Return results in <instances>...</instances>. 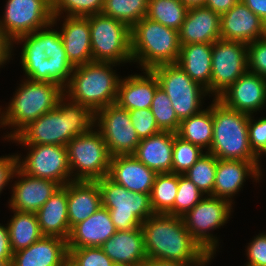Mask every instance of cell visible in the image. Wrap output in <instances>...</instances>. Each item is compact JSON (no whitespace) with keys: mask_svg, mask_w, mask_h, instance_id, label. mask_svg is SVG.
I'll return each mask as SVG.
<instances>
[{"mask_svg":"<svg viewBox=\"0 0 266 266\" xmlns=\"http://www.w3.org/2000/svg\"><path fill=\"white\" fill-rule=\"evenodd\" d=\"M149 259L178 263H208L212 258L193 239L182 217L153 213L141 225Z\"/></svg>","mask_w":266,"mask_h":266,"instance_id":"cell-1","label":"cell"},{"mask_svg":"<svg viewBox=\"0 0 266 266\" xmlns=\"http://www.w3.org/2000/svg\"><path fill=\"white\" fill-rule=\"evenodd\" d=\"M68 100L63 95L56 108L30 122L10 141L18 144L67 146L72 138L91 130L95 113L89 107Z\"/></svg>","mask_w":266,"mask_h":266,"instance_id":"cell-2","label":"cell"},{"mask_svg":"<svg viewBox=\"0 0 266 266\" xmlns=\"http://www.w3.org/2000/svg\"><path fill=\"white\" fill-rule=\"evenodd\" d=\"M8 106L1 111L0 127L12 128L4 139L11 140L30 122L57 107L64 89L55 83L22 80ZM16 127V128H15Z\"/></svg>","mask_w":266,"mask_h":266,"instance_id":"cell-3","label":"cell"},{"mask_svg":"<svg viewBox=\"0 0 266 266\" xmlns=\"http://www.w3.org/2000/svg\"><path fill=\"white\" fill-rule=\"evenodd\" d=\"M120 64L92 61L76 66L64 95L69 100L89 107L94 113L116 103L120 77L113 67Z\"/></svg>","mask_w":266,"mask_h":266,"instance_id":"cell-4","label":"cell"},{"mask_svg":"<svg viewBox=\"0 0 266 266\" xmlns=\"http://www.w3.org/2000/svg\"><path fill=\"white\" fill-rule=\"evenodd\" d=\"M130 34L133 63H139L142 70L178 61L181 47L178 31L144 17L131 28Z\"/></svg>","mask_w":266,"mask_h":266,"instance_id":"cell-5","label":"cell"},{"mask_svg":"<svg viewBox=\"0 0 266 266\" xmlns=\"http://www.w3.org/2000/svg\"><path fill=\"white\" fill-rule=\"evenodd\" d=\"M248 118L213 98V137L208 153L218 159L260 161L249 145Z\"/></svg>","mask_w":266,"mask_h":266,"instance_id":"cell-6","label":"cell"},{"mask_svg":"<svg viewBox=\"0 0 266 266\" xmlns=\"http://www.w3.org/2000/svg\"><path fill=\"white\" fill-rule=\"evenodd\" d=\"M96 181L101 191L102 207L108 209L117 231L139 228L154 213L150 194L127 190L108 176Z\"/></svg>","mask_w":266,"mask_h":266,"instance_id":"cell-7","label":"cell"},{"mask_svg":"<svg viewBox=\"0 0 266 266\" xmlns=\"http://www.w3.org/2000/svg\"><path fill=\"white\" fill-rule=\"evenodd\" d=\"M94 128L67 144L72 180L96 181L108 176L112 156L102 135Z\"/></svg>","mask_w":266,"mask_h":266,"instance_id":"cell-8","label":"cell"},{"mask_svg":"<svg viewBox=\"0 0 266 266\" xmlns=\"http://www.w3.org/2000/svg\"><path fill=\"white\" fill-rule=\"evenodd\" d=\"M93 61L131 63V29L102 13L89 16Z\"/></svg>","mask_w":266,"mask_h":266,"instance_id":"cell-9","label":"cell"},{"mask_svg":"<svg viewBox=\"0 0 266 266\" xmlns=\"http://www.w3.org/2000/svg\"><path fill=\"white\" fill-rule=\"evenodd\" d=\"M232 204L224 198L205 195L182 216L185 228L212 259L216 254L219 241L209 231L219 229L229 221L233 212Z\"/></svg>","mask_w":266,"mask_h":266,"instance_id":"cell-10","label":"cell"},{"mask_svg":"<svg viewBox=\"0 0 266 266\" xmlns=\"http://www.w3.org/2000/svg\"><path fill=\"white\" fill-rule=\"evenodd\" d=\"M152 71L171 100L180 121L202 110V100L208 95L207 90L193 81L177 63L160 65Z\"/></svg>","mask_w":266,"mask_h":266,"instance_id":"cell-11","label":"cell"},{"mask_svg":"<svg viewBox=\"0 0 266 266\" xmlns=\"http://www.w3.org/2000/svg\"><path fill=\"white\" fill-rule=\"evenodd\" d=\"M53 22L52 0H8L0 29L13 42Z\"/></svg>","mask_w":266,"mask_h":266,"instance_id":"cell-12","label":"cell"},{"mask_svg":"<svg viewBox=\"0 0 266 266\" xmlns=\"http://www.w3.org/2000/svg\"><path fill=\"white\" fill-rule=\"evenodd\" d=\"M28 147L26 157L20 155L18 167L27 175L56 181L64 186L72 181L67 146L20 144ZM21 157V158H20Z\"/></svg>","mask_w":266,"mask_h":266,"instance_id":"cell-13","label":"cell"},{"mask_svg":"<svg viewBox=\"0 0 266 266\" xmlns=\"http://www.w3.org/2000/svg\"><path fill=\"white\" fill-rule=\"evenodd\" d=\"M94 126L102 135L111 156L133 154L140 142L129 111L117 103L95 112Z\"/></svg>","mask_w":266,"mask_h":266,"instance_id":"cell-14","label":"cell"},{"mask_svg":"<svg viewBox=\"0 0 266 266\" xmlns=\"http://www.w3.org/2000/svg\"><path fill=\"white\" fill-rule=\"evenodd\" d=\"M210 94L217 98L247 69V44L219 39L212 43ZM214 94V95H213Z\"/></svg>","mask_w":266,"mask_h":266,"instance_id":"cell-15","label":"cell"},{"mask_svg":"<svg viewBox=\"0 0 266 266\" xmlns=\"http://www.w3.org/2000/svg\"><path fill=\"white\" fill-rule=\"evenodd\" d=\"M217 99L228 108L253 115L266 106V79L247 70Z\"/></svg>","mask_w":266,"mask_h":266,"instance_id":"cell-16","label":"cell"},{"mask_svg":"<svg viewBox=\"0 0 266 266\" xmlns=\"http://www.w3.org/2000/svg\"><path fill=\"white\" fill-rule=\"evenodd\" d=\"M220 37L249 44L266 37V24L239 0L220 16Z\"/></svg>","mask_w":266,"mask_h":266,"instance_id":"cell-17","label":"cell"},{"mask_svg":"<svg viewBox=\"0 0 266 266\" xmlns=\"http://www.w3.org/2000/svg\"><path fill=\"white\" fill-rule=\"evenodd\" d=\"M16 177L19 180L14 182L8 202L10 209L16 211L36 213L61 186L56 181L27 175L19 167L13 178Z\"/></svg>","mask_w":266,"mask_h":266,"instance_id":"cell-18","label":"cell"},{"mask_svg":"<svg viewBox=\"0 0 266 266\" xmlns=\"http://www.w3.org/2000/svg\"><path fill=\"white\" fill-rule=\"evenodd\" d=\"M261 176L260 161L218 159L213 193L210 196L233 203L232 198L241 190L248 177L259 182Z\"/></svg>","mask_w":266,"mask_h":266,"instance_id":"cell-19","label":"cell"},{"mask_svg":"<svg viewBox=\"0 0 266 266\" xmlns=\"http://www.w3.org/2000/svg\"><path fill=\"white\" fill-rule=\"evenodd\" d=\"M156 173L133 154L111 157L108 177L132 192L150 194Z\"/></svg>","mask_w":266,"mask_h":266,"instance_id":"cell-20","label":"cell"},{"mask_svg":"<svg viewBox=\"0 0 266 266\" xmlns=\"http://www.w3.org/2000/svg\"><path fill=\"white\" fill-rule=\"evenodd\" d=\"M11 266H68L67 241L43 236L12 255Z\"/></svg>","mask_w":266,"mask_h":266,"instance_id":"cell-21","label":"cell"},{"mask_svg":"<svg viewBox=\"0 0 266 266\" xmlns=\"http://www.w3.org/2000/svg\"><path fill=\"white\" fill-rule=\"evenodd\" d=\"M117 232L108 209L100 207L70 230L67 248L101 247Z\"/></svg>","mask_w":266,"mask_h":266,"instance_id":"cell-22","label":"cell"},{"mask_svg":"<svg viewBox=\"0 0 266 266\" xmlns=\"http://www.w3.org/2000/svg\"><path fill=\"white\" fill-rule=\"evenodd\" d=\"M101 248L116 266H141L148 258L141 227L117 231Z\"/></svg>","mask_w":266,"mask_h":266,"instance_id":"cell-23","label":"cell"},{"mask_svg":"<svg viewBox=\"0 0 266 266\" xmlns=\"http://www.w3.org/2000/svg\"><path fill=\"white\" fill-rule=\"evenodd\" d=\"M180 45L214 43L220 37V16L206 6L188 9L178 31Z\"/></svg>","mask_w":266,"mask_h":266,"instance_id":"cell-24","label":"cell"},{"mask_svg":"<svg viewBox=\"0 0 266 266\" xmlns=\"http://www.w3.org/2000/svg\"><path fill=\"white\" fill-rule=\"evenodd\" d=\"M61 17H66L59 32L68 60L74 67L92 62L89 16Z\"/></svg>","mask_w":266,"mask_h":266,"instance_id":"cell-25","label":"cell"},{"mask_svg":"<svg viewBox=\"0 0 266 266\" xmlns=\"http://www.w3.org/2000/svg\"><path fill=\"white\" fill-rule=\"evenodd\" d=\"M120 79L116 103L128 111L150 108L159 83L152 70ZM145 71V72H144Z\"/></svg>","mask_w":266,"mask_h":266,"instance_id":"cell-26","label":"cell"},{"mask_svg":"<svg viewBox=\"0 0 266 266\" xmlns=\"http://www.w3.org/2000/svg\"><path fill=\"white\" fill-rule=\"evenodd\" d=\"M67 206L70 229L86 220L101 206V191L97 181L72 180L67 184Z\"/></svg>","mask_w":266,"mask_h":266,"instance_id":"cell-27","label":"cell"},{"mask_svg":"<svg viewBox=\"0 0 266 266\" xmlns=\"http://www.w3.org/2000/svg\"><path fill=\"white\" fill-rule=\"evenodd\" d=\"M174 132L160 131L141 139L133 155L156 174L171 173Z\"/></svg>","mask_w":266,"mask_h":266,"instance_id":"cell-28","label":"cell"},{"mask_svg":"<svg viewBox=\"0 0 266 266\" xmlns=\"http://www.w3.org/2000/svg\"><path fill=\"white\" fill-rule=\"evenodd\" d=\"M43 236L67 240L70 234L67 206V184L56 192L35 213Z\"/></svg>","mask_w":266,"mask_h":266,"instance_id":"cell-29","label":"cell"},{"mask_svg":"<svg viewBox=\"0 0 266 266\" xmlns=\"http://www.w3.org/2000/svg\"><path fill=\"white\" fill-rule=\"evenodd\" d=\"M212 43H191L180 47L176 62L195 82L204 87L210 97Z\"/></svg>","mask_w":266,"mask_h":266,"instance_id":"cell-30","label":"cell"},{"mask_svg":"<svg viewBox=\"0 0 266 266\" xmlns=\"http://www.w3.org/2000/svg\"><path fill=\"white\" fill-rule=\"evenodd\" d=\"M16 43H23L20 62L27 79L48 82V56L43 48V28L15 39L12 51Z\"/></svg>","mask_w":266,"mask_h":266,"instance_id":"cell-31","label":"cell"},{"mask_svg":"<svg viewBox=\"0 0 266 266\" xmlns=\"http://www.w3.org/2000/svg\"><path fill=\"white\" fill-rule=\"evenodd\" d=\"M176 135L208 152L213 137V101L206 109L180 121Z\"/></svg>","mask_w":266,"mask_h":266,"instance_id":"cell-32","label":"cell"},{"mask_svg":"<svg viewBox=\"0 0 266 266\" xmlns=\"http://www.w3.org/2000/svg\"><path fill=\"white\" fill-rule=\"evenodd\" d=\"M12 211L14 215L5 225L8 226L10 246L14 253L29 247L40 240L43 235L35 213Z\"/></svg>","mask_w":266,"mask_h":266,"instance_id":"cell-33","label":"cell"},{"mask_svg":"<svg viewBox=\"0 0 266 266\" xmlns=\"http://www.w3.org/2000/svg\"><path fill=\"white\" fill-rule=\"evenodd\" d=\"M178 191V174H156L150 192L151 206L154 213L173 215V206Z\"/></svg>","mask_w":266,"mask_h":266,"instance_id":"cell-34","label":"cell"},{"mask_svg":"<svg viewBox=\"0 0 266 266\" xmlns=\"http://www.w3.org/2000/svg\"><path fill=\"white\" fill-rule=\"evenodd\" d=\"M187 12L188 8L180 0H148L146 17L179 31Z\"/></svg>","mask_w":266,"mask_h":266,"instance_id":"cell-35","label":"cell"},{"mask_svg":"<svg viewBox=\"0 0 266 266\" xmlns=\"http://www.w3.org/2000/svg\"><path fill=\"white\" fill-rule=\"evenodd\" d=\"M148 12V0H104L102 14L120 20L130 29Z\"/></svg>","mask_w":266,"mask_h":266,"instance_id":"cell-36","label":"cell"},{"mask_svg":"<svg viewBox=\"0 0 266 266\" xmlns=\"http://www.w3.org/2000/svg\"><path fill=\"white\" fill-rule=\"evenodd\" d=\"M218 158L207 151L188 169V177L205 195L213 193Z\"/></svg>","mask_w":266,"mask_h":266,"instance_id":"cell-37","label":"cell"},{"mask_svg":"<svg viewBox=\"0 0 266 266\" xmlns=\"http://www.w3.org/2000/svg\"><path fill=\"white\" fill-rule=\"evenodd\" d=\"M53 1V24L57 25L60 16L64 13L72 17H88L100 14L104 7V0H52ZM67 11V12H66Z\"/></svg>","mask_w":266,"mask_h":266,"instance_id":"cell-38","label":"cell"},{"mask_svg":"<svg viewBox=\"0 0 266 266\" xmlns=\"http://www.w3.org/2000/svg\"><path fill=\"white\" fill-rule=\"evenodd\" d=\"M150 110L162 131L177 132L180 120L172 107L171 100L160 86L156 89Z\"/></svg>","mask_w":266,"mask_h":266,"instance_id":"cell-39","label":"cell"},{"mask_svg":"<svg viewBox=\"0 0 266 266\" xmlns=\"http://www.w3.org/2000/svg\"><path fill=\"white\" fill-rule=\"evenodd\" d=\"M200 146L185 141L174 133L171 173L184 174L204 154Z\"/></svg>","mask_w":266,"mask_h":266,"instance_id":"cell-40","label":"cell"},{"mask_svg":"<svg viewBox=\"0 0 266 266\" xmlns=\"http://www.w3.org/2000/svg\"><path fill=\"white\" fill-rule=\"evenodd\" d=\"M205 194L184 174H178V191L173 206V215L182 217L191 210Z\"/></svg>","mask_w":266,"mask_h":266,"instance_id":"cell-41","label":"cell"},{"mask_svg":"<svg viewBox=\"0 0 266 266\" xmlns=\"http://www.w3.org/2000/svg\"><path fill=\"white\" fill-rule=\"evenodd\" d=\"M67 249L68 266H116L101 247Z\"/></svg>","mask_w":266,"mask_h":266,"instance_id":"cell-42","label":"cell"},{"mask_svg":"<svg viewBox=\"0 0 266 266\" xmlns=\"http://www.w3.org/2000/svg\"><path fill=\"white\" fill-rule=\"evenodd\" d=\"M129 116L140 140L162 131L150 108L130 110Z\"/></svg>","mask_w":266,"mask_h":266,"instance_id":"cell-43","label":"cell"},{"mask_svg":"<svg viewBox=\"0 0 266 266\" xmlns=\"http://www.w3.org/2000/svg\"><path fill=\"white\" fill-rule=\"evenodd\" d=\"M247 69L266 79V37L247 44Z\"/></svg>","mask_w":266,"mask_h":266,"instance_id":"cell-44","label":"cell"},{"mask_svg":"<svg viewBox=\"0 0 266 266\" xmlns=\"http://www.w3.org/2000/svg\"><path fill=\"white\" fill-rule=\"evenodd\" d=\"M248 137L251 150L261 160L260 156L266 152V117L256 121L252 115H249Z\"/></svg>","mask_w":266,"mask_h":266,"instance_id":"cell-45","label":"cell"},{"mask_svg":"<svg viewBox=\"0 0 266 266\" xmlns=\"http://www.w3.org/2000/svg\"><path fill=\"white\" fill-rule=\"evenodd\" d=\"M48 59V82L55 83L66 88L71 78L74 66L68 60V58H52Z\"/></svg>","mask_w":266,"mask_h":266,"instance_id":"cell-46","label":"cell"},{"mask_svg":"<svg viewBox=\"0 0 266 266\" xmlns=\"http://www.w3.org/2000/svg\"><path fill=\"white\" fill-rule=\"evenodd\" d=\"M53 23L43 28V48L45 54L52 58H67L60 32L52 29Z\"/></svg>","mask_w":266,"mask_h":266,"instance_id":"cell-47","label":"cell"},{"mask_svg":"<svg viewBox=\"0 0 266 266\" xmlns=\"http://www.w3.org/2000/svg\"><path fill=\"white\" fill-rule=\"evenodd\" d=\"M246 251L248 262L245 266H266V235L260 233L248 243Z\"/></svg>","mask_w":266,"mask_h":266,"instance_id":"cell-48","label":"cell"},{"mask_svg":"<svg viewBox=\"0 0 266 266\" xmlns=\"http://www.w3.org/2000/svg\"><path fill=\"white\" fill-rule=\"evenodd\" d=\"M18 154L6 155L0 157V194L10 180L13 179L16 170L18 169Z\"/></svg>","mask_w":266,"mask_h":266,"instance_id":"cell-49","label":"cell"},{"mask_svg":"<svg viewBox=\"0 0 266 266\" xmlns=\"http://www.w3.org/2000/svg\"><path fill=\"white\" fill-rule=\"evenodd\" d=\"M8 226L0 224V261H12Z\"/></svg>","mask_w":266,"mask_h":266,"instance_id":"cell-50","label":"cell"},{"mask_svg":"<svg viewBox=\"0 0 266 266\" xmlns=\"http://www.w3.org/2000/svg\"><path fill=\"white\" fill-rule=\"evenodd\" d=\"M238 1L239 0H205L204 6L221 16L229 11Z\"/></svg>","mask_w":266,"mask_h":266,"instance_id":"cell-51","label":"cell"},{"mask_svg":"<svg viewBox=\"0 0 266 266\" xmlns=\"http://www.w3.org/2000/svg\"><path fill=\"white\" fill-rule=\"evenodd\" d=\"M12 42L0 29V67L12 58Z\"/></svg>","mask_w":266,"mask_h":266,"instance_id":"cell-52","label":"cell"},{"mask_svg":"<svg viewBox=\"0 0 266 266\" xmlns=\"http://www.w3.org/2000/svg\"><path fill=\"white\" fill-rule=\"evenodd\" d=\"M253 13L266 24V0H241Z\"/></svg>","mask_w":266,"mask_h":266,"instance_id":"cell-53","label":"cell"},{"mask_svg":"<svg viewBox=\"0 0 266 266\" xmlns=\"http://www.w3.org/2000/svg\"><path fill=\"white\" fill-rule=\"evenodd\" d=\"M207 263H178L160 259L147 258L141 266H206Z\"/></svg>","mask_w":266,"mask_h":266,"instance_id":"cell-54","label":"cell"},{"mask_svg":"<svg viewBox=\"0 0 266 266\" xmlns=\"http://www.w3.org/2000/svg\"><path fill=\"white\" fill-rule=\"evenodd\" d=\"M188 9L204 6L205 0H180Z\"/></svg>","mask_w":266,"mask_h":266,"instance_id":"cell-55","label":"cell"},{"mask_svg":"<svg viewBox=\"0 0 266 266\" xmlns=\"http://www.w3.org/2000/svg\"><path fill=\"white\" fill-rule=\"evenodd\" d=\"M12 261H0V266H11Z\"/></svg>","mask_w":266,"mask_h":266,"instance_id":"cell-56","label":"cell"}]
</instances>
